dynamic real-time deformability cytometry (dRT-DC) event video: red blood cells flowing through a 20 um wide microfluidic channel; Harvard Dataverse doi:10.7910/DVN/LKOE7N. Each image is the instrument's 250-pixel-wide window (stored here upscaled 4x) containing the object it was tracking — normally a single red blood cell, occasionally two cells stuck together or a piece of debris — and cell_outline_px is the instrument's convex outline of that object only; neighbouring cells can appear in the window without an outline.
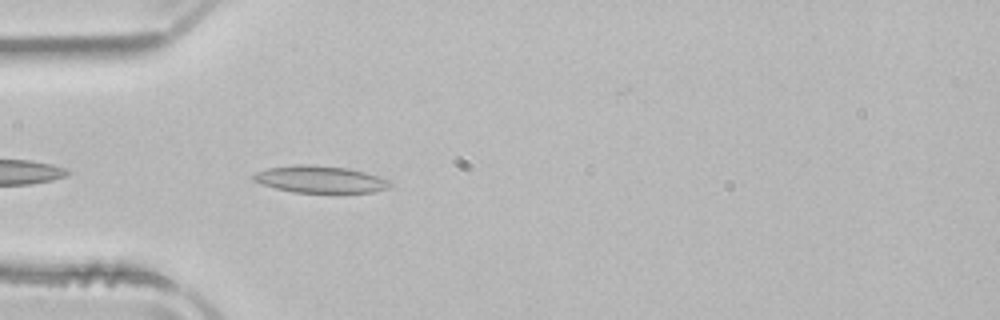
{"species": "common noctule bat (a hibernating species)", "species_latin": "Nyctalus noctula", "temperature_condition": "room temperature", "stored_images_in_passage": 17, "camera_frame_rate_fps": 3000, "um_per_image_px": 0.085, "animal": {"sex": "male", "body_mass_g": 21.5, "forearm_length_mm": 52.0}, "frame": {"image": 1, "passage_image": 2, "time_ms": 0.333, "image_size_px": [1000, 320], "cell_outline_px": [[392, 184], [388, 188], [372, 192], [292, 192], [260, 184], [252, 180], [252, 176], [256, 172], [268, 168], [296, 164], [308, 164], [348, 168], [364, 172], [392, 180]], "centroid_in_image_um": [27.2, 15.24], "position_along_channel_um": 57.8, "area_um2": 21.5}}
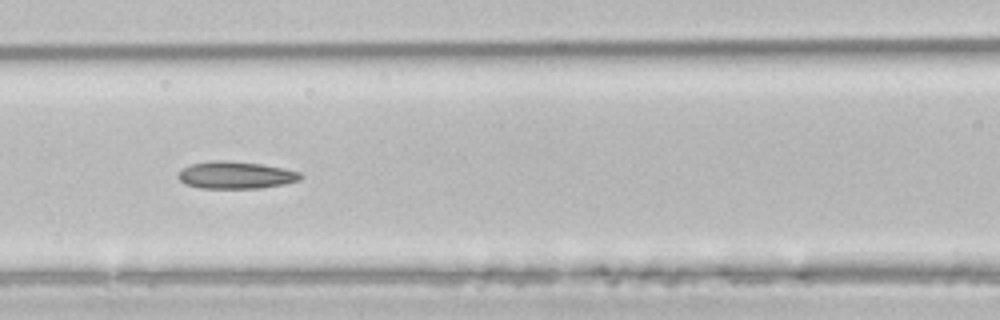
{"frame": {"image": 2, "passage_image": 9, "time_ms": 2.667, "image_size_px": [1000, 320], "cell_outline_px": [[304, 176], [300, 180], [284, 184], [260, 188], [200, 188], [184, 184], [176, 176], [176, 172], [180, 168], [192, 164], [212, 160], [224, 160], [260, 164], [284, 168], [300, 172]], "centroid_in_image_um": [19.99, 14.88], "position_along_channel_um": 146.6, "area_um2": 19.65}}
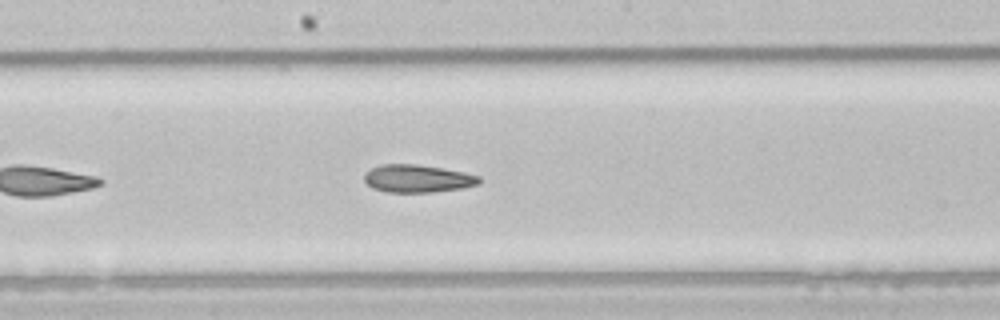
{"frame": {"image": 3, "passage_image": 14, "time_ms": 4.333, "image_size_px": [1000, 320], "cell_outline_px": [[480, 184], [464, 188], [432, 192], [388, 192], [372, 188], [364, 180], [364, 172], [380, 164], [416, 164], [440, 168], [480, 176]], "centroid_in_image_um": [35.46, 15.18], "position_along_channel_um": 212.7, "area_um2": 18.5}}